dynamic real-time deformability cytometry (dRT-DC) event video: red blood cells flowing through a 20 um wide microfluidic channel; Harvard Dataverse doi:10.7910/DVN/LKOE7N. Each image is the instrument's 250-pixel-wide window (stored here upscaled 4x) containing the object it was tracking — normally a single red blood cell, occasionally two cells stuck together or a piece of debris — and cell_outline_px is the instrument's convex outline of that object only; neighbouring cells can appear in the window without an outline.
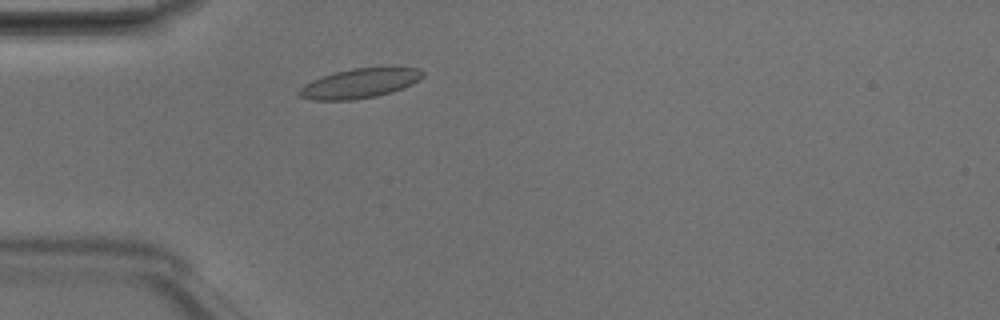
{"species": "Egyptian fruit bat (a non-hibernating species)", "species_latin": "Rousettus aegyptiacus", "temperature_condition": "room temperature", "stored_images_in_passage": 2, "camera_frame_rate_fps": 3000, "um_per_image_px": 0.085, "animal": {"sex": "male"}, "frame": {"image": 1, "passage_image": 2, "time_ms": 0.333, "image_size_px": [1000, 320], "cell_outline_px": [[424, 76], [420, 80], [412, 84], [392, 92], [376, 96], [352, 100], [312, 100], [300, 96], [296, 92], [304, 84], [312, 80], [336, 72], [352, 68], [388, 64], [420, 68], [424, 72]], "centroid_in_image_um": [30.67, 7.03], "position_along_channel_um": 54.3, "area_um2": 22.14}}